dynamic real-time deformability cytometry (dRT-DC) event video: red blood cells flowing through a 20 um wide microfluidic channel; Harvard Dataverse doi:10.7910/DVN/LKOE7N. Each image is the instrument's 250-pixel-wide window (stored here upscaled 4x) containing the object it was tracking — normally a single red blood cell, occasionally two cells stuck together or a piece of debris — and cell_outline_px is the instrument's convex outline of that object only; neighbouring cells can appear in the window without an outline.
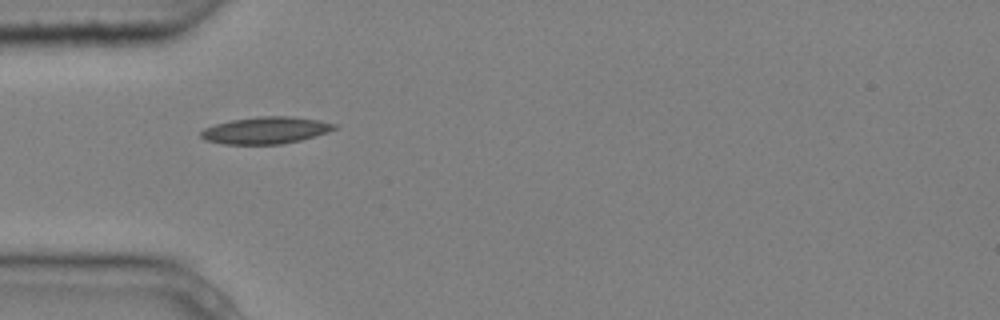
{"species": "common noctule bat (a hibernating species)", "species_latin": "Nyctalus noctula", "temperature_condition": "cold", "stored_images_in_passage": 7, "camera_frame_rate_fps": 3000, "um_per_image_px": 0.085, "animal": {"sex": "male", "body_mass_g": 20.4}, "frame": {"image": 1, "passage_image": 1, "time_ms": 0.0, "image_size_px": [1000, 320], "cell_outline_px": [[336, 128], [328, 132], [300, 140], [280, 144], [224, 144], [204, 140], [200, 136], [200, 132], [204, 128], [216, 124], [232, 120], [260, 116], [288, 116], [316, 120], [336, 124]], "centroid_in_image_um": [22.55, 11.08], "position_along_channel_um": 62.5, "area_um2": 20.69}}
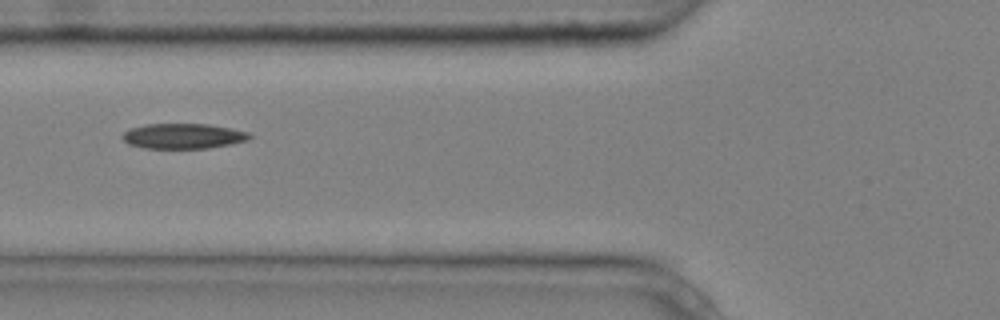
{"frame": {"image": 2, "passage_image": 2, "time_ms": 0.333, "image_size_px": [1000, 320], "cell_outline_px": [[252, 136], [248, 140], [208, 148], [144, 148], [128, 144], [120, 136], [128, 128], [144, 124], [208, 124], [248, 132]], "centroid_in_image_um": [15.5, 11.56], "position_along_channel_um": 110.3, "area_um2": 18.61}}
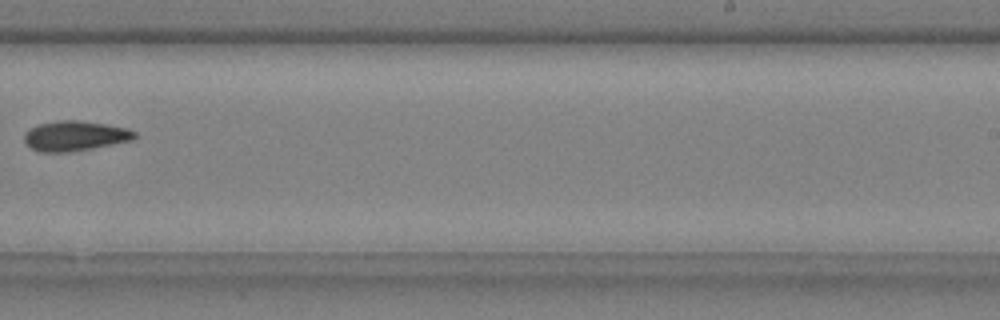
{"frame": {"image": 3, "passage_image": 6, "time_ms": 1.667, "image_size_px": [1000, 320], "cell_outline_px": [[136, 136], [132, 140], [68, 152], [40, 152], [24, 144], [24, 132], [36, 124], [60, 120], [80, 120], [128, 128], [136, 132]], "centroid_in_image_um": [6.31, 11.54], "position_along_channel_um": 282.7, "area_um2": 19.25}}